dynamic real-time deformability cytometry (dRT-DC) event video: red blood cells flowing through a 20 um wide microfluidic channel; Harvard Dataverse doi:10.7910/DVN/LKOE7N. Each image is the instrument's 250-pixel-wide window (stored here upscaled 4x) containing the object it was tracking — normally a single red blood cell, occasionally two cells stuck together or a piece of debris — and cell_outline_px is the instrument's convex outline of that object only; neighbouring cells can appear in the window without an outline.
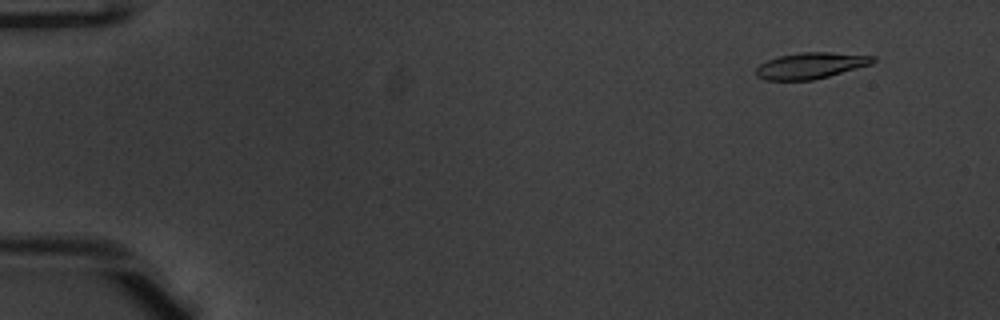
{"species": "common noctule bat (a hibernating species)", "species_latin": "Nyctalus noctula", "temperature_condition": "warm", "stored_images_in_passage": 53, "camera_frame_rate_fps": 3000, "um_per_image_px": 0.085, "animal": {"sex": "male", "body_mass_g": 20.1, "forearm_length_mm": 53.5}, "frame": {"image": 1, "passage_image": 5, "time_ms": 1.333, "image_size_px": [1000, 320], "cell_outline_px": [[876, 60], [872, 64], [828, 76], [812, 80], [764, 80], [756, 76], [756, 68], [760, 64], [768, 60], [780, 56], [800, 52], [828, 52], [876, 56]], "centroid_in_image_um": [68.91, 5.57], "position_along_channel_um": 16.1, "area_um2": 17.74}}
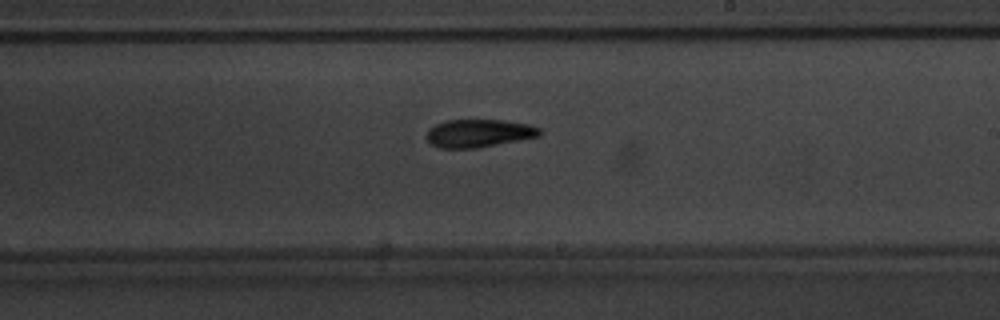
{"frame": {"image": 2, "passage_image": 32, "time_ms": 10.333, "image_size_px": [1000, 320], "cell_outline_px": [[540, 136], [476, 148], [440, 148], [432, 144], [428, 140], [428, 128], [436, 124], [448, 120], [504, 120], [528, 124], [540, 128]], "centroid_in_image_um": [40.7, 11.32], "position_along_channel_um": 248.3, "area_um2": 18.21}}
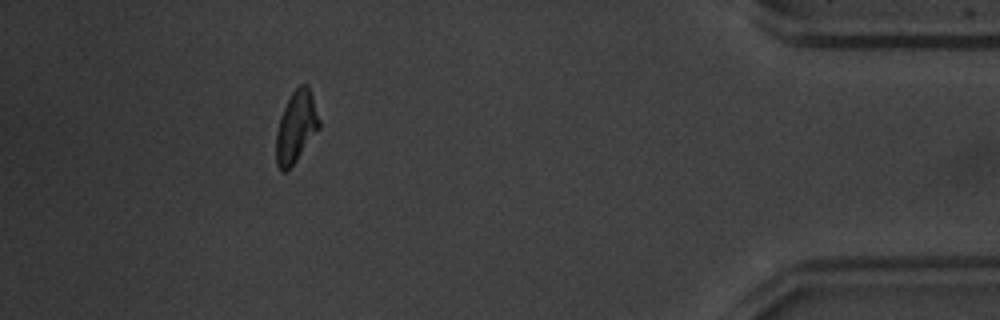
{"frame": {"image": 3, "passage_image": 48, "time_ms": 15.667, "image_size_px": [1000, 320], "cell_outline_px": [[320, 128], [296, 160], [284, 172], [280, 172], [276, 164], [276, 132], [284, 108], [292, 92], [300, 84], [308, 84], [320, 120]], "centroid_in_image_um": [25.17, 10.79], "position_along_channel_um": 410.0, "area_um2": 17.69}, "authors_computed_cell_mechanics": {"area_um2": 18.496, "velocity_mm_per_s": 3.9387, "shape_relaxation_time_tau1_ms": 3.5991, "shape_relaxation_time_tau2_ms": 5.5285, "deformation_change_tau1": 0.1587, "deformation_change_tau2": 0.1298}}